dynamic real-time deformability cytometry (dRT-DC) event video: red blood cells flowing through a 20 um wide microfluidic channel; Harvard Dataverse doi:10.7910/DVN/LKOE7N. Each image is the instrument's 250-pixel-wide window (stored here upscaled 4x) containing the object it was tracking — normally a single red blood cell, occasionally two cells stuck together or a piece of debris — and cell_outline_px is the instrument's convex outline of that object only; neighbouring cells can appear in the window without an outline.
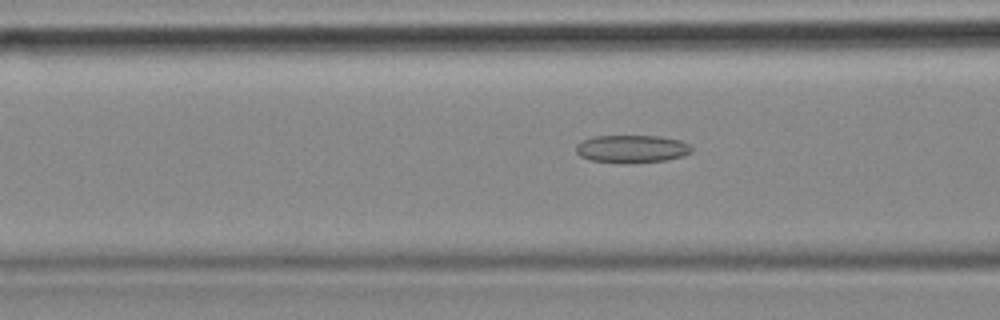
{"species": "common noctule bat (a hibernating species)", "species_latin": "Nyctalus noctula", "temperature_condition": "cold", "stored_images_in_passage": 14, "camera_frame_rate_fps": 3000, "um_per_image_px": 0.085, "animal": {"sex": "female", "body_mass_g": 18.4}, "frame": {"image": 1, "passage_image": 12, "time_ms": 3.667, "image_size_px": [1000, 320], "cell_outline_px": [[692, 148], [688, 152], [680, 156], [664, 160], [592, 160], [576, 152], [576, 148], [584, 140], [600, 136], [652, 136], [676, 140]], "centroid_in_image_um": [53.68, 12.6], "position_along_channel_um": 112.9, "area_um2": 16.82}}